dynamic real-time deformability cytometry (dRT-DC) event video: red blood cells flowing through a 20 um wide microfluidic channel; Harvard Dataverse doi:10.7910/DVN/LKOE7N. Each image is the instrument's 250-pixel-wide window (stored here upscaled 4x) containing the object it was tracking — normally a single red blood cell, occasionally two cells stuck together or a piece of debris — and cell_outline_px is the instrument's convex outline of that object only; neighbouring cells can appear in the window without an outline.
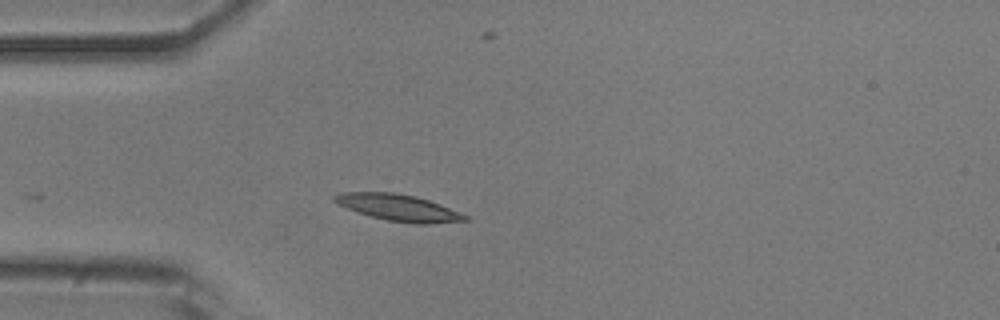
{"species": "common noctule bat (a hibernating species)", "species_latin": "Nyctalus noctula", "temperature_condition": "room temperature", "stored_images_in_passage": 14, "camera_frame_rate_fps": 3000, "um_per_image_px": 0.085, "animal": {"sex": "male", "body_mass_g": 20.5, "forearm_length_mm": 52.5}, "frame": {"image": 1, "passage_image": 2, "time_ms": 0.333, "image_size_px": [1000, 320], "cell_outline_px": [[472, 220], [428, 224], [412, 224], [388, 220], [372, 216], [348, 208], [332, 200], [332, 196], [340, 192], [396, 192], [416, 196], [440, 204], [468, 216]], "centroid_in_image_um": [33.91, 17.64], "position_along_channel_um": 51.1, "area_um2": 20.11}}
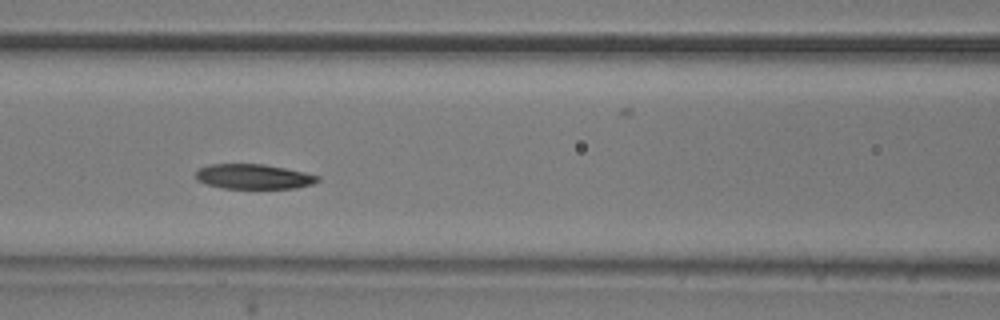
{"frame": {"image": 2, "passage_image": 10, "time_ms": 3.0, "image_size_px": [1000, 320], "cell_outline_px": [[320, 180], [312, 184], [296, 188], [224, 188], [204, 184], [196, 180], [196, 172], [200, 168], [208, 164], [264, 164], [304, 172], [320, 176]], "centroid_in_image_um": [21.54, 15.01], "position_along_channel_um": 145.1, "area_um2": 17.69}}
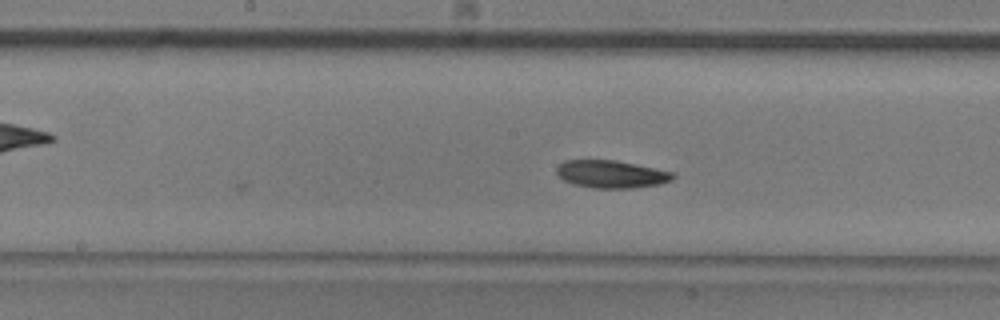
{"frame": {"image": 3, "passage_image": 14, "time_ms": 4.333, "image_size_px": [1000, 320], "cell_outline_px": [[676, 176], [672, 180], [660, 184], [632, 188], [592, 188], [572, 184], [564, 180], [556, 172], [556, 168], [560, 164], [568, 160], [616, 160], [672, 172]], "centroid_in_image_um": [51.96, 14.81], "position_along_channel_um": 196.2, "area_um2": 18.61}}